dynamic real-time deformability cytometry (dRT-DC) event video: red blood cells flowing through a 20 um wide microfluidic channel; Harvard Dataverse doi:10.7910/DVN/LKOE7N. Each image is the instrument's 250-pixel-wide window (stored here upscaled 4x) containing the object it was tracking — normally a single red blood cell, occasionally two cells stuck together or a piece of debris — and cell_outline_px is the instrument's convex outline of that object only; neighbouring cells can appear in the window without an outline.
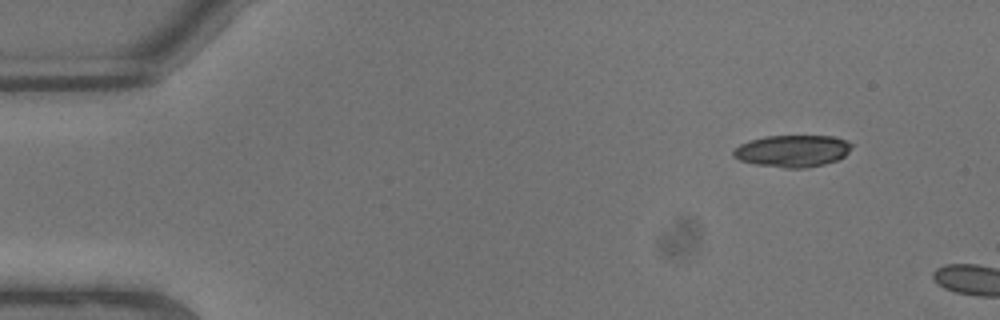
{"species": "common noctule bat (a hibernating species)", "species_latin": "Nyctalus noctula", "temperature_condition": "warm", "stored_images_in_passage": 5, "camera_frame_rate_fps": 3000, "um_per_image_px": 0.085, "animal": {"sex": "male", "body_mass_g": 13.3}, "frame": {"image": 1, "passage_image": 1, "time_ms": 0.0, "image_size_px": [1000, 320], "cell_outline_px": [[852, 144], [848, 152], [844, 156], [836, 160], [824, 164], [804, 168], [784, 168], [756, 164], [740, 160], [732, 156], [732, 152], [740, 144], [748, 140], [764, 136], [832, 136], [844, 140]], "centroid_in_image_um": [67.32, 12.83], "position_along_channel_um": 17.7, "area_um2": 21.91}}